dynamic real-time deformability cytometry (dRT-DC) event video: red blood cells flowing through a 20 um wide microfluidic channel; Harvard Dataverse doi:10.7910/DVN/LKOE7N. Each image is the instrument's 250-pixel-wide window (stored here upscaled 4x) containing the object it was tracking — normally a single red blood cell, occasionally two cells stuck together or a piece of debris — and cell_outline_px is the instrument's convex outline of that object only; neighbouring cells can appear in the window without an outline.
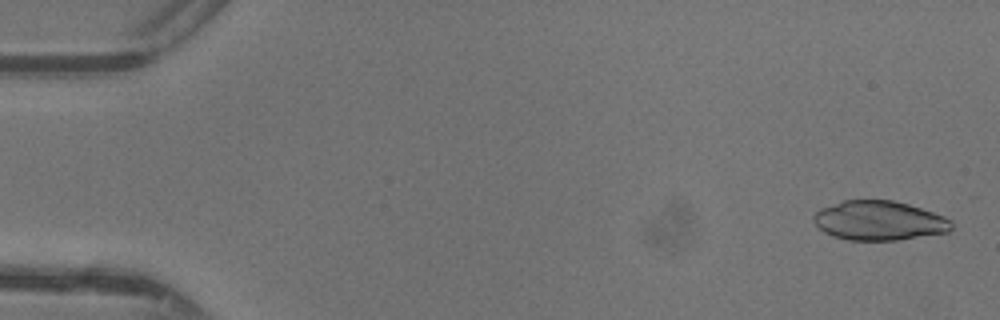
{"species": "common noctule bat (a hibernating species)", "species_latin": "Nyctalus noctula", "temperature_condition": "warm", "stored_images_in_passage": 47, "camera_frame_rate_fps": 3000, "um_per_image_px": 0.085, "animal": {"sex": "female"}, "frame": {"image": 1, "passage_image": 2, "time_ms": 0.333, "image_size_px": [1000, 320], "cell_outline_px": [[952, 228], [948, 232], [896, 240], [848, 240], [832, 236], [824, 232], [812, 220], [812, 216], [820, 208], [844, 200], [892, 200], [908, 204], [944, 216], [952, 220]], "centroid_in_image_um": [74.7, 18.75], "position_along_channel_um": 10.3, "area_um2": 31.62}}